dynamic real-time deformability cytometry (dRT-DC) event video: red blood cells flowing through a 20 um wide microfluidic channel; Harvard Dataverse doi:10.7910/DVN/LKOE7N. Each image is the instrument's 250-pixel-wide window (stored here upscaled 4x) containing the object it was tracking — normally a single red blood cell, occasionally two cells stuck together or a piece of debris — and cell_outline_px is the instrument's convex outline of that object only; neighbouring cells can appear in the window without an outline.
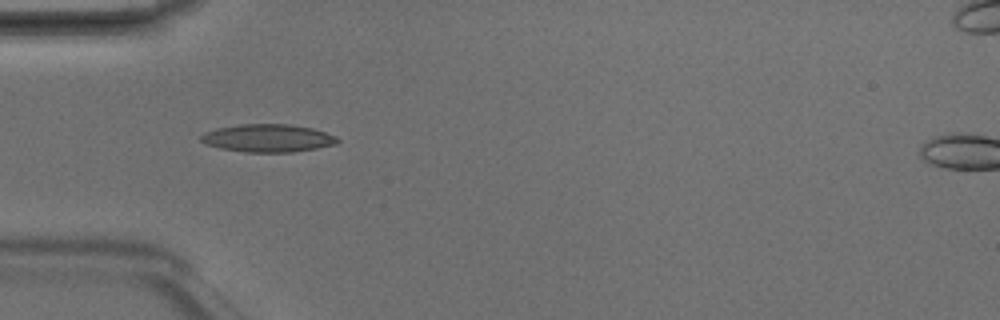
{"species": "Egyptian fruit bat (a non-hibernating species)", "species_latin": "Rousettus aegyptiacus", "temperature_condition": "room temperature", "stored_images_in_passage": 7, "camera_frame_rate_fps": 3000, "um_per_image_px": 0.085, "animal": {"sex": "male"}, "frame": {"image": 1, "passage_image": 4, "time_ms": 1.0, "image_size_px": [1000, 320], "cell_outline_px": [[340, 140], [336, 144], [316, 148], [292, 152], [244, 152], [220, 148], [204, 144], [200, 140], [200, 136], [204, 132], [216, 128], [240, 124], [288, 124], [312, 128], [336, 136]], "centroid_in_image_um": [22.73, 11.74], "position_along_channel_um": 62.3, "area_um2": 22.2}}